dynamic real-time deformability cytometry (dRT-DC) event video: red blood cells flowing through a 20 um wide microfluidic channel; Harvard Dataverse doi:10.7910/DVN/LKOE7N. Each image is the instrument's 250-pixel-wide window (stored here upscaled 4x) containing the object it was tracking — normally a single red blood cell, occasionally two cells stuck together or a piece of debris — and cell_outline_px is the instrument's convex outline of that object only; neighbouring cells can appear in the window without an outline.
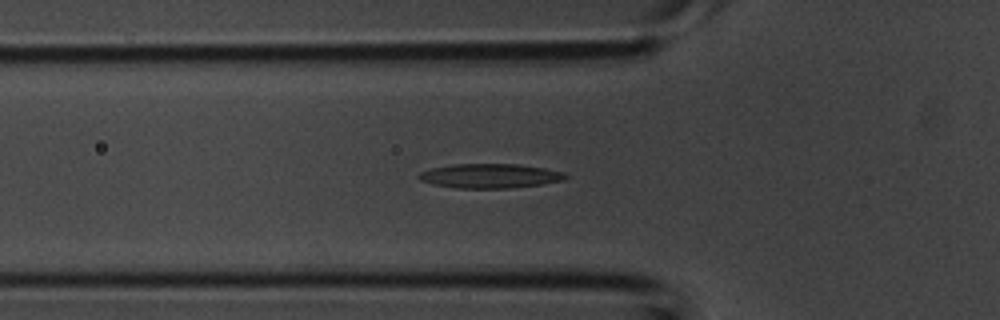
{"species": "common noctule bat (a hibernating species)", "species_latin": "Nyctalus noctula", "temperature_condition": "room temperature", "stored_images_in_passage": 32, "camera_frame_rate_fps": 3000, "um_per_image_px": 0.085, "animal": {"sex": "male", "body_mass_g": 20.1, "forearm_length_mm": 53.5}, "frame": {"image": 1, "passage_image": 8, "time_ms": 2.333, "image_size_px": [1000, 320], "cell_outline_px": [[568, 176], [564, 180], [540, 184], [508, 188], [456, 188], [436, 184], [420, 180], [416, 176], [420, 172], [432, 168], [452, 164], [520, 164], [544, 168], [564, 172]], "centroid_in_image_um": [41.65, 14.94], "position_along_channel_um": 84.2, "area_um2": 20.69}}
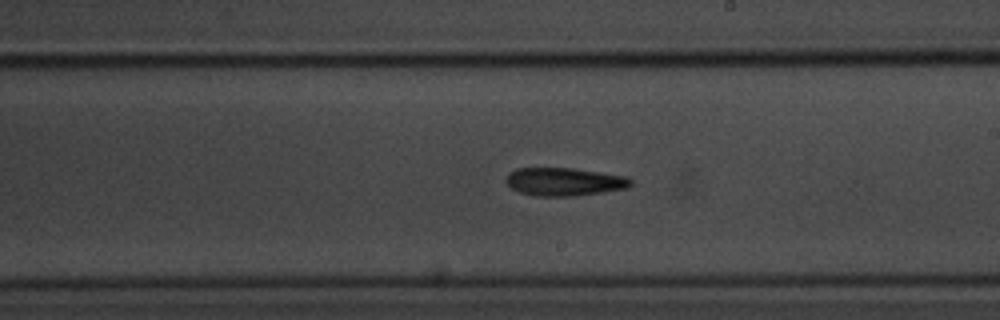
{"frame": {"image": 2, "passage_image": 18, "time_ms": 5.667, "image_size_px": [1000, 320], "cell_outline_px": [[632, 184], [628, 188], [604, 192], [572, 196], [536, 196], [520, 192], [512, 188], [508, 184], [508, 176], [516, 168], [572, 168], [624, 176], [632, 180]], "centroid_in_image_um": [48.0, 15.45], "position_along_channel_um": 241.0, "area_um2": 20.11}}
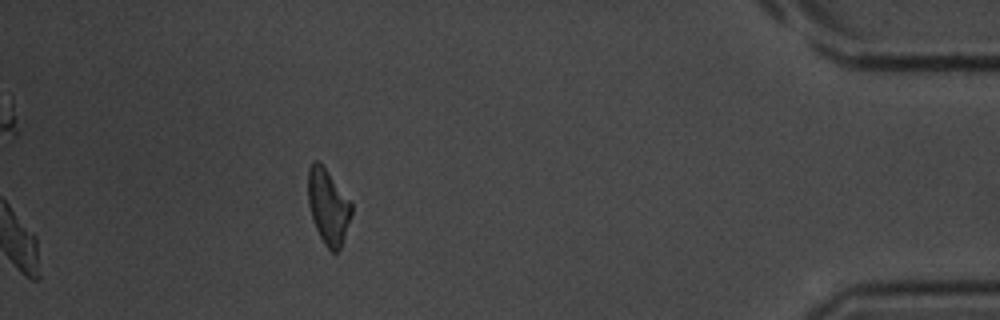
{"frame": {"image": 3, "passage_image": 32, "time_ms": 10.333, "image_size_px": [1000, 320], "cell_outline_px": [[352, 212], [340, 248], [336, 252], [332, 252], [324, 244], [316, 228], [308, 204], [308, 168], [312, 160], [316, 160], [324, 168], [352, 204]], "centroid_in_image_um": [27.87, 17.56], "position_along_channel_um": 407.3, "area_um2": 18.44}}